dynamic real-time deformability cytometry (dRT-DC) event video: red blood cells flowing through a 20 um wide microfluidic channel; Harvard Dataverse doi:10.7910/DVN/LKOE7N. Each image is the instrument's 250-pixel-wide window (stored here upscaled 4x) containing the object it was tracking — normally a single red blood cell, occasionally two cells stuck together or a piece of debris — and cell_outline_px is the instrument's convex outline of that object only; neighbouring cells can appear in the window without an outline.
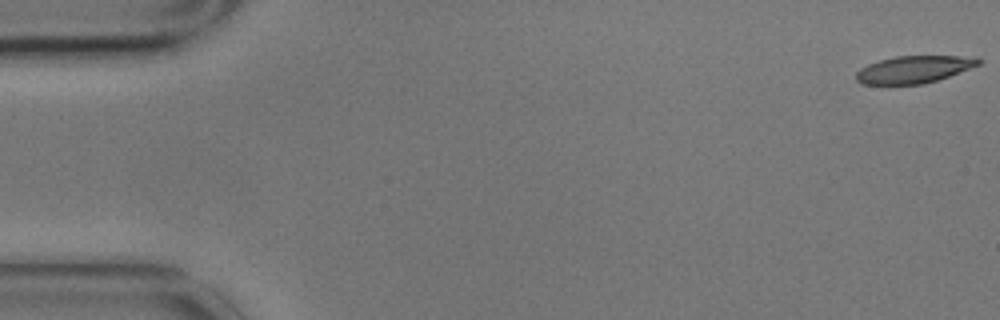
{"species": "common noctule bat (a hibernating species)", "species_latin": "Nyctalus noctula", "temperature_condition": "cold", "stored_images_in_passage": 4, "camera_frame_rate_fps": 3000, "um_per_image_px": 0.085, "animal": {"sex": "male", "body_mass_g": 17.9}, "frame": {"image": 1, "passage_image": 1, "time_ms": 0.0, "image_size_px": [1000, 320], "cell_outline_px": [[984, 60], [980, 64], [948, 76], [924, 84], [864, 84], [856, 80], [856, 72], [860, 68], [868, 64], [880, 60], [896, 56], [980, 56]], "centroid_in_image_um": [77.72, 5.88], "position_along_channel_um": 7.3, "area_um2": 19.42}}